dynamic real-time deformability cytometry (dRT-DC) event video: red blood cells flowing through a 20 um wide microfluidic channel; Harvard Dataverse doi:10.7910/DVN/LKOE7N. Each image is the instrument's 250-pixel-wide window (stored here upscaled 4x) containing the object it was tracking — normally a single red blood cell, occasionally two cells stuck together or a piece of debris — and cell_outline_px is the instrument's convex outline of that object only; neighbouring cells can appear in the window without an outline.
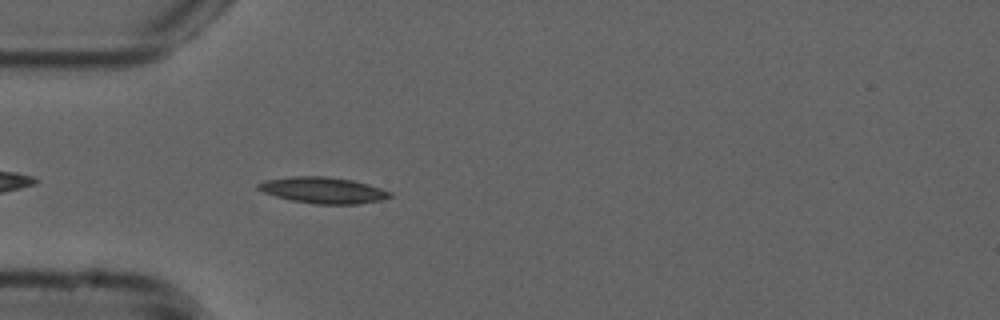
{"species": "common noctule bat (a hibernating species)", "species_latin": "Nyctalus noctula", "temperature_condition": "cold", "stored_images_in_passage": 25, "camera_frame_rate_fps": 3000, "um_per_image_px": 0.085, "animal": {"sex": "male", "forearm_length_mm": 52.5}, "frame": {"image": 1, "passage_image": 2, "time_ms": 0.333, "image_size_px": [1000, 320], "cell_outline_px": [[392, 196], [380, 200], [356, 204], [316, 204], [292, 200], [276, 196], [264, 192], [256, 188], [256, 184], [264, 180], [288, 176], [328, 176], [352, 180], [368, 184], [392, 192]], "centroid_in_image_um": [27.43, 16.15], "position_along_channel_um": 57.6, "area_um2": 20.11}}
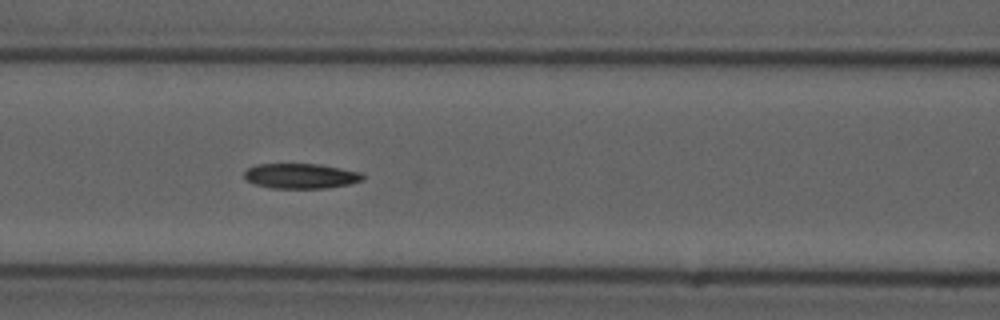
{"frame": {"image": 2, "passage_image": 9, "time_ms": 2.667, "image_size_px": [1000, 320], "cell_outline_px": [[364, 180], [348, 184], [328, 188], [272, 188], [256, 184], [248, 180], [244, 176], [244, 172], [248, 168], [256, 164], [320, 164], [360, 172], [364, 176]], "centroid_in_image_um": [25.58, 14.95], "position_along_channel_um": 141.0, "area_um2": 17.22}}
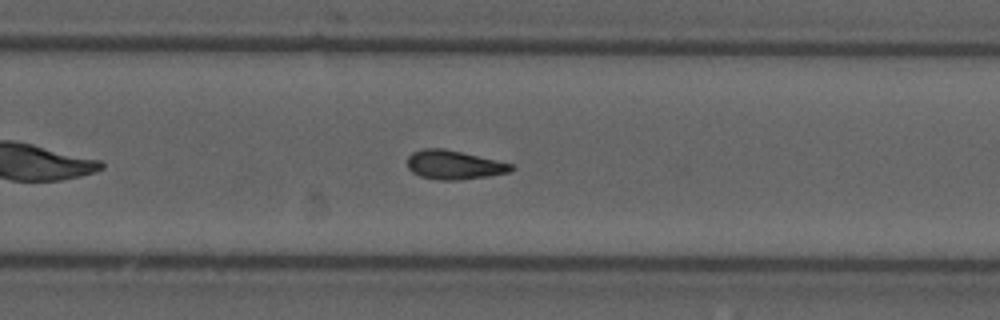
{"frame": {"image": 3, "passage_image": 21, "time_ms": 6.667, "image_size_px": [1000, 320], "cell_outline_px": [[516, 168], [512, 172], [488, 176], [456, 180], [440, 180], [420, 176], [412, 172], [408, 168], [408, 156], [412, 152], [424, 148], [444, 148], [496, 160], [512, 164]], "centroid_in_image_um": [38.6, 14.01], "position_along_channel_um": 291.2, "area_um2": 17.51}}